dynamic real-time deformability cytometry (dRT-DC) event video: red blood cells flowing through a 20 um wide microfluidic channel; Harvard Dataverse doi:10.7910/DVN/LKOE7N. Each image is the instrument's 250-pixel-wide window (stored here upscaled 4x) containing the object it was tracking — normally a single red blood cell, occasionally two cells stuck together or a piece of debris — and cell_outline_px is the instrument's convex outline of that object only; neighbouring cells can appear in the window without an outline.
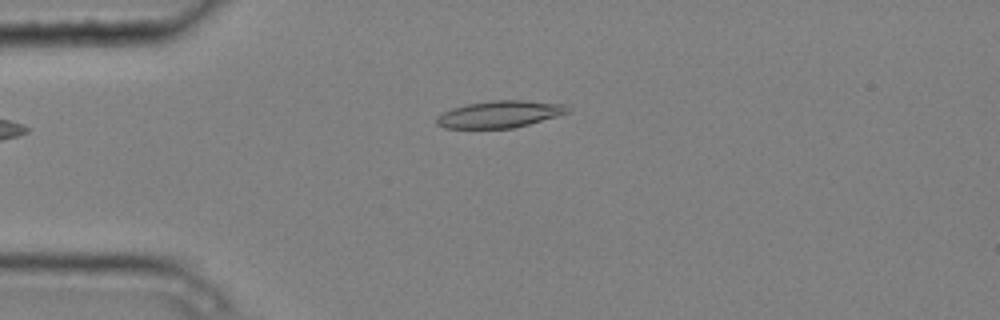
{"species": "common noctule bat (a hibernating species)", "species_latin": "Nyctalus noctula", "temperature_condition": "cold", "stored_images_in_passage": 4, "camera_frame_rate_fps": 3000, "um_per_image_px": 0.085, "animal": {"sex": "male", "body_mass_g": 20.4}, "frame": {"image": 1, "passage_image": 4, "time_ms": 1.0, "image_size_px": [1000, 320], "cell_outline_px": [[568, 112], [556, 116], [528, 124], [512, 128], [444, 128], [436, 124], [436, 116], [452, 108], [468, 104], [492, 100], [524, 100], [564, 104], [568, 108]], "centroid_in_image_um": [42.43, 9.7], "position_along_channel_um": 42.6, "area_um2": 20.35}}